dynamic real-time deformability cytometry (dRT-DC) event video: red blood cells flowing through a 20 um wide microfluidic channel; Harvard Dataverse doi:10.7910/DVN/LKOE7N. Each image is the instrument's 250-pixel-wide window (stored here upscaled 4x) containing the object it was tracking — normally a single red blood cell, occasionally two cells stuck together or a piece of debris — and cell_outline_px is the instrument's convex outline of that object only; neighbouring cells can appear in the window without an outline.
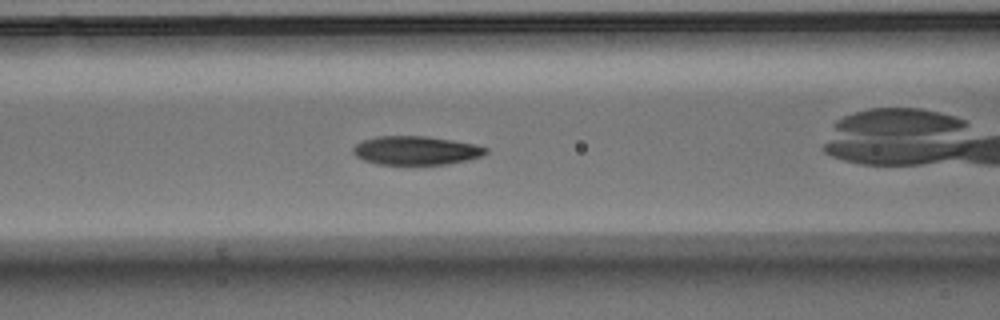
{"species": "Egyptian fruit bat (a non-hibernating species)", "species_latin": "Rousettus aegyptiacus", "temperature_condition": "warm", "stored_images_in_passage": 36, "camera_frame_rate_fps": 3000, "um_per_image_px": 0.085, "animal": {"sex": "male"}, "frame": {"image": 1, "passage_image": 6, "time_ms": 1.667, "image_size_px": [1000, 320], "cell_outline_px": [[488, 152], [480, 156], [468, 160], [444, 164], [376, 164], [364, 160], [356, 156], [352, 152], [352, 148], [356, 144], [364, 140], [376, 136], [428, 136], [476, 144], [488, 148]], "centroid_in_image_um": [35.35, 12.78], "position_along_channel_um": 131.2, "area_um2": 22.2}}
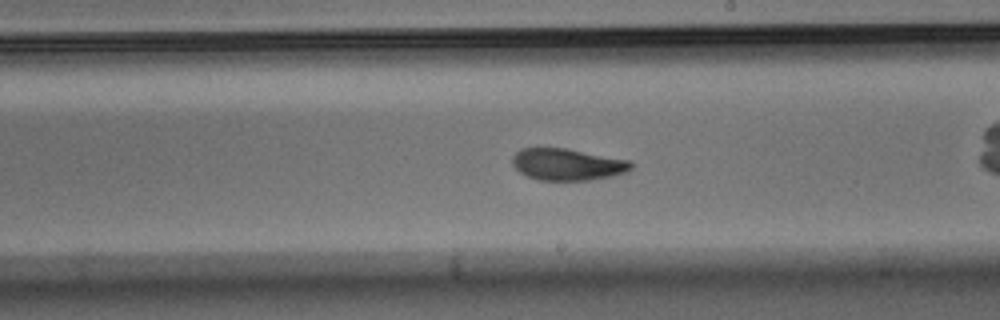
{"frame": {"image": 2, "passage_image": 14, "time_ms": 4.333, "image_size_px": [1000, 320], "cell_outline_px": [[636, 164], [628, 172], [612, 176], [588, 180], [536, 180], [520, 172], [512, 164], [512, 156], [516, 152], [524, 148], [568, 148], [632, 160]], "centroid_in_image_um": [48.3, 13.97], "position_along_channel_um": 240.7, "area_um2": 22.31}}
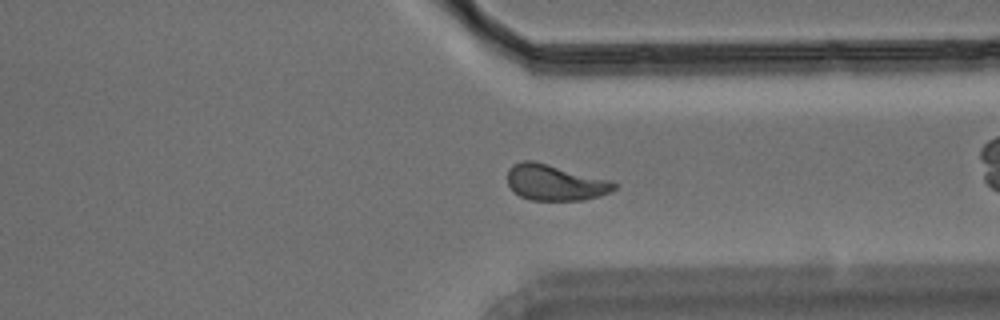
{"frame": {"image": 3, "passage_image": 23, "time_ms": 7.333, "image_size_px": [1000, 320], "cell_outline_px": [[616, 188], [600, 196], [584, 200], [532, 200], [520, 196], [508, 184], [508, 168], [512, 164], [520, 160], [532, 160], [612, 180], [616, 184]], "centroid_in_image_um": [47.18, 15.5], "position_along_channel_um": 364.2, "area_um2": 22.31}}